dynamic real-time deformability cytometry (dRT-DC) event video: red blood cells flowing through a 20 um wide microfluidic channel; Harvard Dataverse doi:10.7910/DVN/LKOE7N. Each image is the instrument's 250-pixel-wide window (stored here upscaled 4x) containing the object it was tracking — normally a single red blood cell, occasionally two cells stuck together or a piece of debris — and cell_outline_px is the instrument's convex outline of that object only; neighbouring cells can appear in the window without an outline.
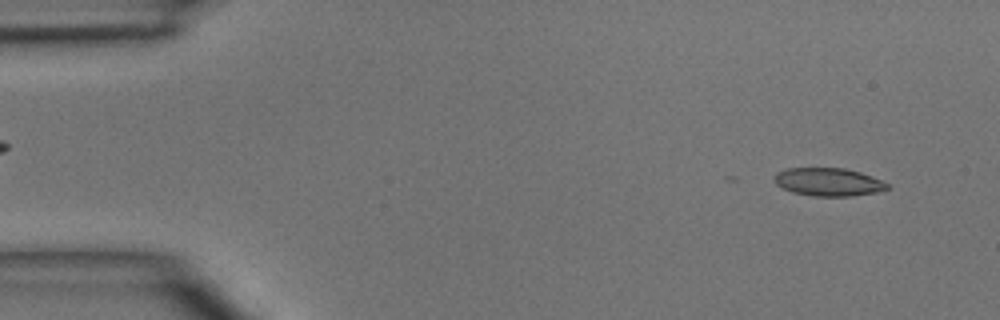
{"species": "common noctule bat (a hibernating species)", "species_latin": "Nyctalus noctula", "temperature_condition": "room temperature", "stored_images_in_passage": 5, "segment_of_instrument_passage": [2, 2], "camera_frame_rate_fps": 3000, "um_per_image_px": 0.085, "animal": {"sex": "male", "body_mass_g": 15.6}, "frame": {"image": 1, "passage_image": 5, "time_ms": 4.667, "image_size_px": [1000, 320], "cell_outline_px": [[892, 188], [876, 192], [852, 196], [812, 196], [792, 192], [776, 184], [772, 180], [776, 172], [788, 168], [844, 168], [860, 172], [872, 176], [888, 184]], "centroid_in_image_um": [70.4, 15.47], "position_along_channel_um": 14.6, "area_um2": 18.55}}